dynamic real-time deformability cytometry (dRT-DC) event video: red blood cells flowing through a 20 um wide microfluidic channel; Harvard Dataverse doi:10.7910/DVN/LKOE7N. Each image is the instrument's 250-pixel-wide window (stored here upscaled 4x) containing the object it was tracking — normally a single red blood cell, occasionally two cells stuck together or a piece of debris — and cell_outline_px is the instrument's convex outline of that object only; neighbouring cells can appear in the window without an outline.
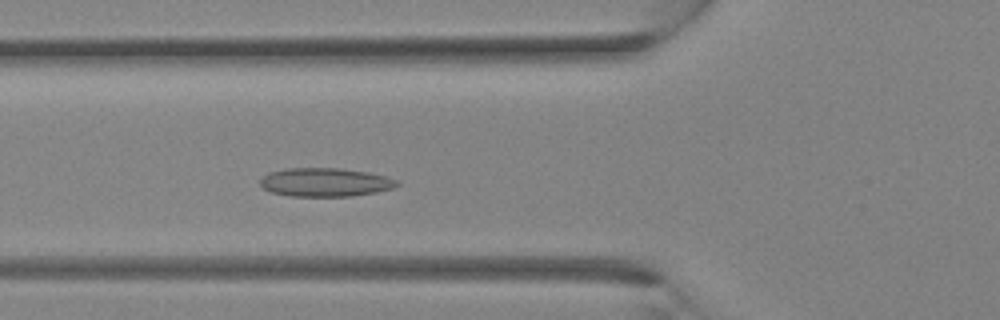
{"species": "Egyptian fruit bat (a non-hibernating species)", "species_latin": "Rousettus aegyptiacus", "temperature_condition": "room temperature", "stored_images_in_passage": 32, "camera_frame_rate_fps": 3000, "um_per_image_px": 0.085, "animal": {"sex": "female"}, "frame": {"image": 1, "passage_image": 10, "time_ms": 3.0, "image_size_px": [1000, 320], "cell_outline_px": [[400, 184], [392, 188], [376, 192], [352, 196], [288, 196], [272, 192], [264, 188], [260, 184], [260, 180], [268, 172], [284, 168], [340, 168], [368, 172], [384, 176], [396, 180]], "centroid_in_image_um": [27.62, 15.49], "position_along_channel_um": 98.2, "area_um2": 22.77}}
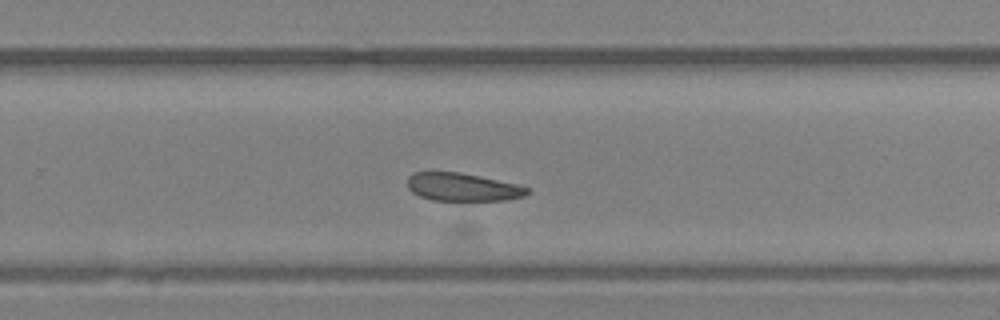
{"frame": {"image": 2, "passage_image": 20, "time_ms": 6.333, "image_size_px": [1000, 320], "cell_outline_px": [[532, 192], [524, 196], [508, 200], [432, 200], [420, 196], [412, 192], [408, 188], [408, 176], [412, 172], [460, 172], [516, 184], [532, 188]], "centroid_in_image_um": [39.35, 15.9], "position_along_channel_um": 290.4, "area_um2": 19.59}}
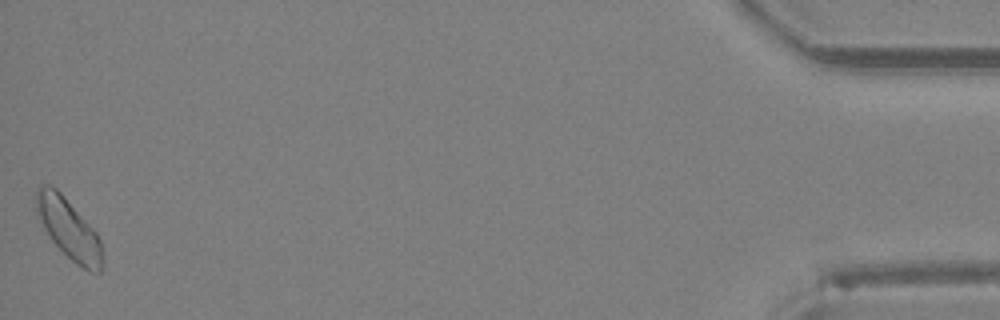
{"frame": {"image": 3, "passage_image": 32, "time_ms": 10.333, "image_size_px": [1000, 320], "cell_outline_px": [[104, 264], [100, 272], [88, 272], [76, 264], [48, 236], [36, 216], [36, 192], [40, 184], [48, 184], [56, 188], [60, 192], [96, 232], [100, 240], [104, 260]], "centroid_in_image_um": [5.84, 19.47], "position_along_channel_um": 429.4, "area_um2": 23.24}}